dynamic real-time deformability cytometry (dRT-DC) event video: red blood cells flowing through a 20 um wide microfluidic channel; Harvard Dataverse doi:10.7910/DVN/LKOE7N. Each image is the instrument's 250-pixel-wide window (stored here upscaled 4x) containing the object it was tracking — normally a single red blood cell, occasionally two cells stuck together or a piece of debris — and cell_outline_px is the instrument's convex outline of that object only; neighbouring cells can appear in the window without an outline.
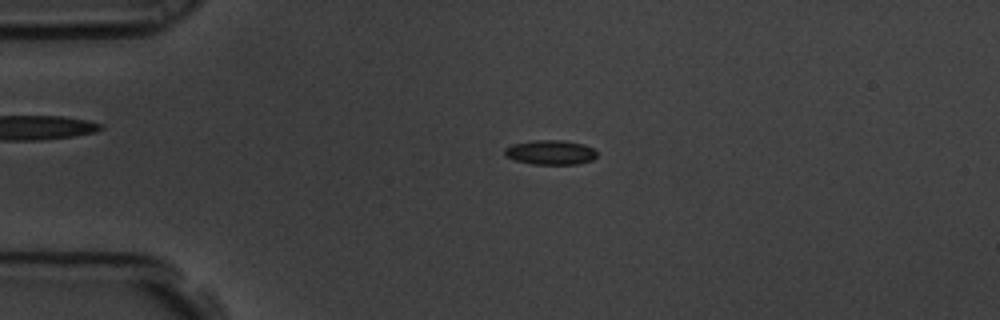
{"species": "common noctule bat (a hibernating species)", "species_latin": "Nyctalus noctula", "temperature_condition": "room temperature", "stored_images_in_passage": 4, "camera_frame_rate_fps": 3000, "um_per_image_px": 0.085, "animal": {"sex": "male", "body_mass_g": 19.5, "forearm_length_mm": 54.6}, "frame": {"image": 1, "passage_image": 3, "time_ms": 0.667, "image_size_px": [1000, 320], "cell_outline_px": [[596, 156], [592, 160], [576, 164], [532, 164], [516, 160], [504, 156], [504, 148], [512, 144], [532, 140], [564, 140], [584, 144], [592, 148], [596, 152]], "centroid_in_image_um": [46.76, 12.94], "position_along_channel_um": 38.2, "area_um2": 13.24}}